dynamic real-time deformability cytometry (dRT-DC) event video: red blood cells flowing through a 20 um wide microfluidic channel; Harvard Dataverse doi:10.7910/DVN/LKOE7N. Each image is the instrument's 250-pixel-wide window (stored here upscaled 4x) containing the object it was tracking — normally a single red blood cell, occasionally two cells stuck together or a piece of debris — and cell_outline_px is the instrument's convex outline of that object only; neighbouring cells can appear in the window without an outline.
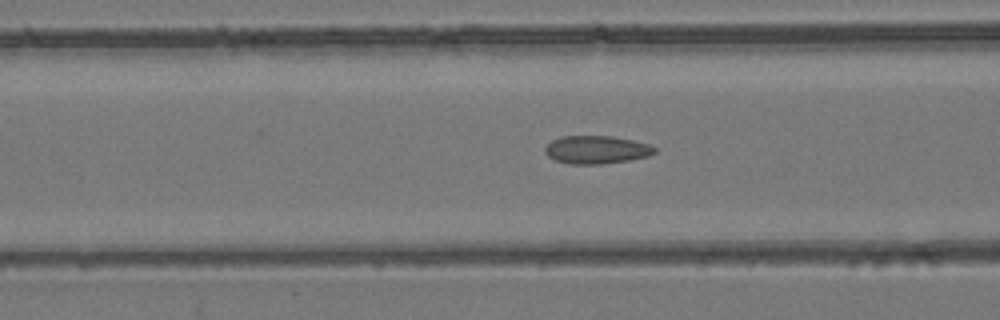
{"species": "common noctule bat (a hibernating species)", "species_latin": "Nyctalus noctula", "temperature_condition": "room temperature", "stored_images_in_passage": 54, "camera_frame_rate_fps": 3000, "um_per_image_px": 0.085, "animal": {"sex": "female", "body_mass_g": 24.6, "forearm_length_mm": 56.2}, "frame": {"image": 1, "passage_image": 22, "time_ms": 7.0, "image_size_px": [1000, 320], "cell_outline_px": [[656, 152], [648, 156], [628, 160], [600, 164], [572, 164], [556, 160], [548, 156], [544, 152], [544, 148], [552, 140], [560, 136], [612, 136], [632, 140], [648, 144], [656, 148]], "centroid_in_image_um": [50.68, 12.72], "position_along_channel_um": 115.9, "area_um2": 17.8}}
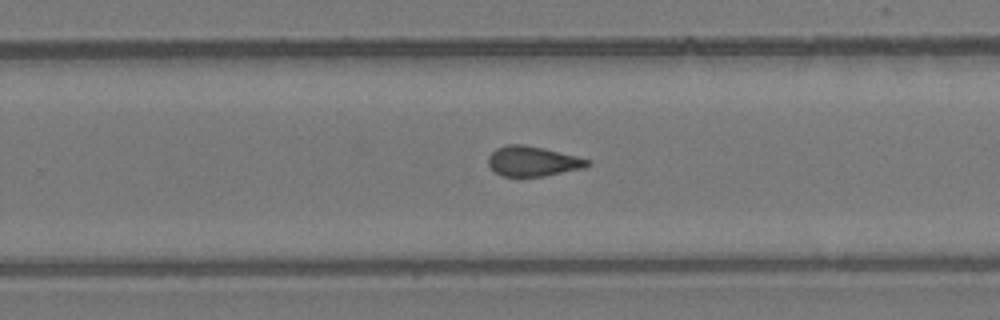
{"frame": {"image": 2, "passage_image": 35, "time_ms": 11.333, "image_size_px": [1000, 320], "cell_outline_px": [[592, 164], [584, 168], [544, 176], [500, 176], [488, 164], [488, 156], [496, 148], [508, 144], [524, 144], [544, 148], [576, 156], [588, 160]], "centroid_in_image_um": [45.27, 13.7], "position_along_channel_um": 284.5, "area_um2": 17.28}}
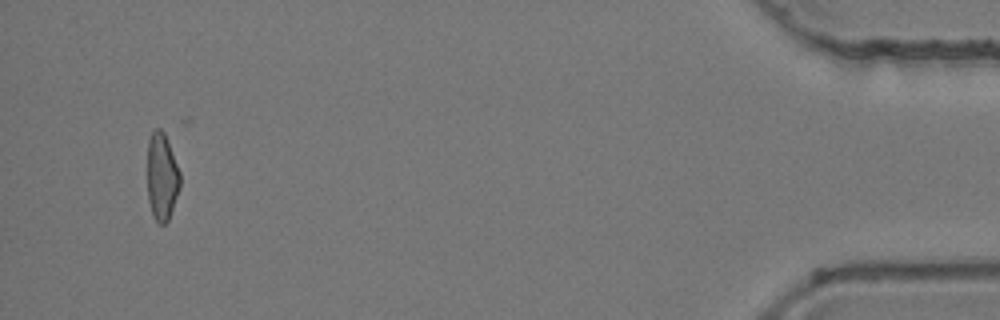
{"frame": {"image": 3, "passage_image": 52, "time_ms": 17.0, "image_size_px": [1000, 320], "cell_outline_px": [[180, 188], [168, 220], [164, 224], [160, 224], [152, 216], [148, 200], [148, 140], [152, 132], [156, 128], [160, 128], [164, 132], [180, 172]], "centroid_in_image_um": [13.76, 15.03], "position_along_channel_um": 421.4, "area_um2": 16.59}, "authors_computed_cell_mechanics": {"area_um2": 17.8024, "velocity_mm_per_s": 3.8906, "shape_relaxation_time_tau1_ms": null, "shape_relaxation_time_tau2_ms": 1.7516, "deformation_change_tau1": null, "deformation_change_tau2": 0.0926}}